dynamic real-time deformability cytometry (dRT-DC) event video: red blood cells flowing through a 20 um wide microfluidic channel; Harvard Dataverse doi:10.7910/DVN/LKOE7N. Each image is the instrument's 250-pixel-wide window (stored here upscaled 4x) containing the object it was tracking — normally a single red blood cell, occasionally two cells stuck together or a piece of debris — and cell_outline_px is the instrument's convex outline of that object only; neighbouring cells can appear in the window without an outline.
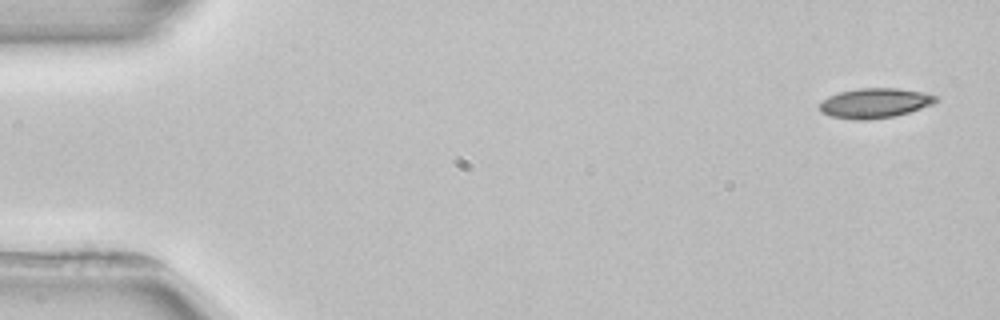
{"species": "common noctule bat (a hibernating species)", "species_latin": "Nyctalus noctula", "temperature_condition": "room temperature", "stored_images_in_passage": 4, "camera_frame_rate_fps": 3000, "um_per_image_px": 0.085, "animal": {"sex": "female", "body_mass_g": 22.7, "forearm_length_mm": 54.2}, "frame": {"image": 1, "passage_image": 1, "time_ms": 0.0, "image_size_px": [1000, 320], "cell_outline_px": [[940, 100], [932, 104], [908, 112], [892, 116], [868, 120], [856, 120], [832, 116], [820, 112], [820, 100], [828, 96], [840, 92], [860, 88], [900, 88], [924, 92], [936, 96]], "centroid_in_image_um": [74.35, 8.75], "position_along_channel_um": 10.7, "area_um2": 20.17}}
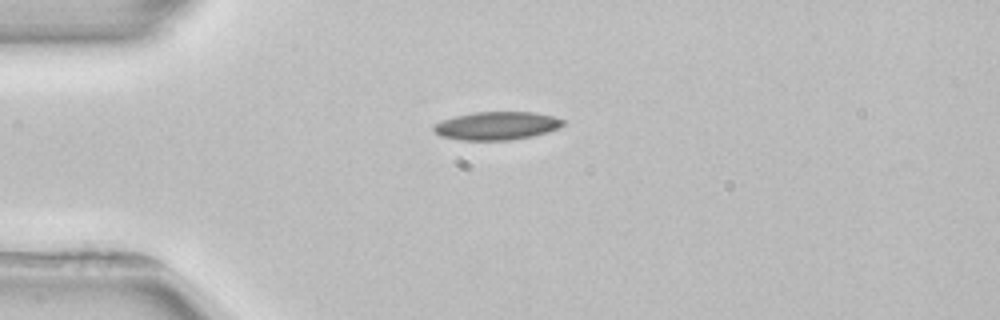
{"frame": {"image": 2, "passage_image": 4, "time_ms": 3.667, "image_size_px": [1000, 320], "cell_outline_px": [[568, 124], [560, 128], [548, 132], [532, 136], [512, 140], [460, 140], [440, 136], [432, 128], [436, 124], [444, 120], [456, 116], [472, 112], [536, 112], [552, 116], [564, 120]], "centroid_in_image_um": [42.29, 10.69], "position_along_channel_um": 42.7, "area_um2": 21.33}}